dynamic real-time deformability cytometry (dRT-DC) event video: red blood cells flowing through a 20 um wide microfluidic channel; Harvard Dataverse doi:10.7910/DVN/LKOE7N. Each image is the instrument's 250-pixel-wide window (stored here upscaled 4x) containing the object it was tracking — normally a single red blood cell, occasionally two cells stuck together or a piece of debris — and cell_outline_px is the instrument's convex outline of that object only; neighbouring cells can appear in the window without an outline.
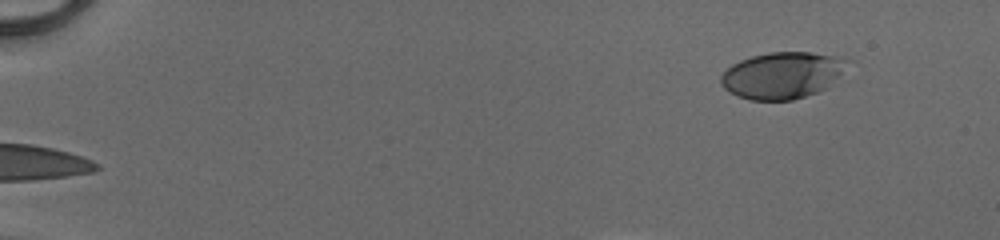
{"species": "human", "species_latin": "Homo sapiens", "temperature_condition": "cold", "stored_images_in_passage": 16, "camera_frame_rate_fps": 3000, "um_per_image_px": 0.085, "donor": {"sex": "male"}, "frame": {"image": 1, "passage_image": 2, "time_ms": 0.333, "image_size_px": [1000, 240], "cell_outline_px": [[856, 60], [828, 88], [792, 100], [748, 100], [736, 96], [724, 88], [720, 84], [720, 76], [732, 64], [740, 60], [752, 56], [768, 52], [812, 52], [844, 56]], "centroid_in_image_um": [66.59, 6.37], "position_along_channel_um": 18.4, "area_um2": 35.2}}